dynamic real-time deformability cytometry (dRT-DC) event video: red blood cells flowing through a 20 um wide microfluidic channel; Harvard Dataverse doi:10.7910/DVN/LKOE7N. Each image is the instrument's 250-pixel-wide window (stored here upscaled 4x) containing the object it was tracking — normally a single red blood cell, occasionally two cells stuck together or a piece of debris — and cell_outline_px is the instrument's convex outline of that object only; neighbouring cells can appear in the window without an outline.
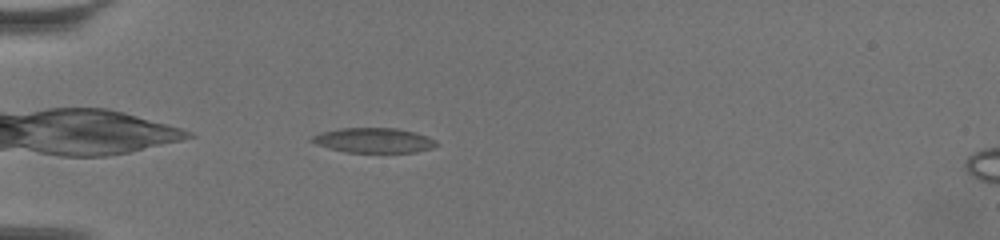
{"species": "common noctule bat (a hibernating species)", "species_latin": "Nyctalus noctula", "temperature_condition": "warm", "stored_images_in_passage": 46, "camera_frame_rate_fps": 3000, "um_per_image_px": 0.085, "animal": {"sex": "female", "body_mass_g": 19.5, "forearm_length_mm": 54.1}, "frame": {"image": 1, "passage_image": 3, "time_ms": 0.667, "image_size_px": [1000, 240], "cell_outline_px": [[440, 144], [432, 148], [416, 152], [344, 152], [328, 148], [316, 144], [308, 140], [312, 136], [320, 132], [340, 128], [396, 128], [416, 132], [428, 136], [436, 140]], "centroid_in_image_um": [31.77, 11.92], "position_along_channel_um": 53.2, "area_um2": 18.26}}
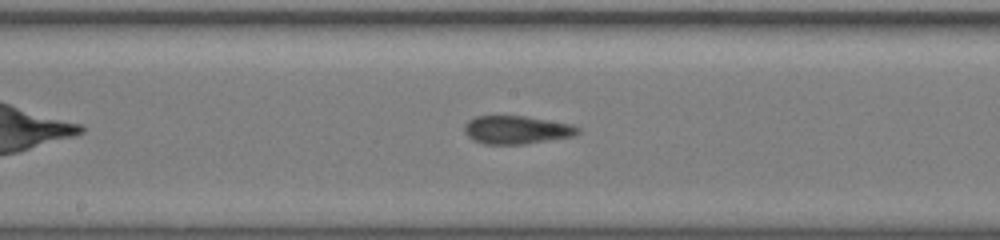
{"frame": {"image": 2, "passage_image": 18, "time_ms": 5.667, "image_size_px": [1000, 240], "cell_outline_px": [[580, 132], [576, 136], [524, 144], [484, 144], [472, 140], [464, 132], [464, 124], [468, 120], [476, 116], [524, 116], [572, 124], [580, 128]], "centroid_in_image_um": [43.91, 11.04], "position_along_channel_um": 204.3, "area_um2": 18.79}}
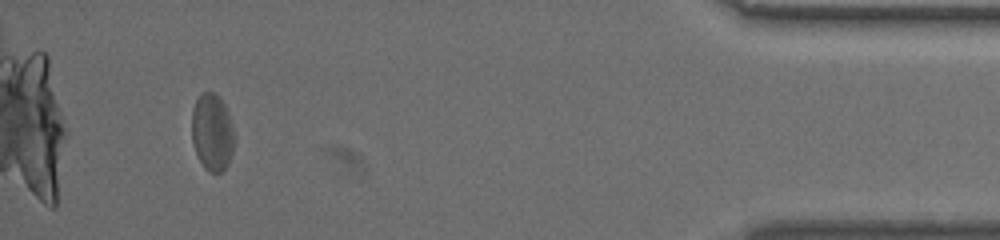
{"frame": {"image": 3, "passage_image": 42, "time_ms": 13.667, "image_size_px": [1000, 240], "cell_outline_px": [[232, 152], [228, 164], [220, 172], [208, 172], [204, 168], [196, 152], [192, 140], [192, 108], [200, 92], [216, 92], [220, 96], [228, 112], [232, 128]], "centroid_in_image_um": [18.0, 11.2], "position_along_channel_um": 417.2, "area_um2": 18.96}, "authors_computed_cell_mechanics": {"area_um2": 18.496, "velocity_mm_per_s": 3.3858, "shape_relaxation_time_tau1_ms": null, "shape_relaxation_time_tau2_ms": 2.0989, "deformation_change_tau1": null, "deformation_change_tau2": 0.0989}}